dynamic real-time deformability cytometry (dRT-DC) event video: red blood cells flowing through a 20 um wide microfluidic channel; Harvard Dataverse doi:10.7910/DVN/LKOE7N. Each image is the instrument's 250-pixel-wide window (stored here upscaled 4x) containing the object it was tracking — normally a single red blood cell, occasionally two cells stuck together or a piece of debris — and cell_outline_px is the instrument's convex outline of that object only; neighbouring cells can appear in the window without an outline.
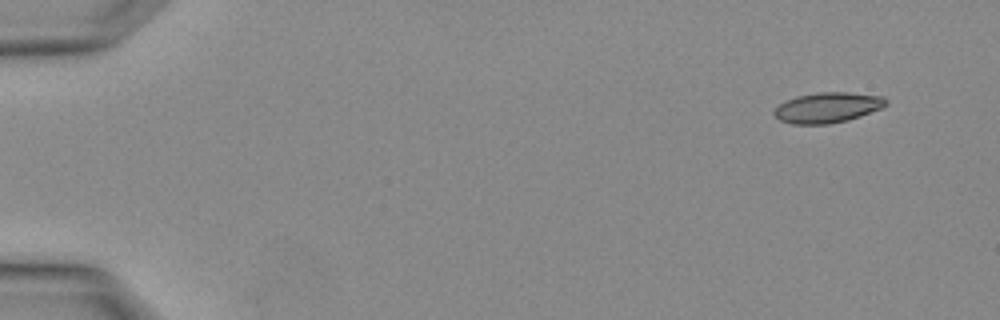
{"species": "Egyptian fruit bat (a non-hibernating species)", "species_latin": "Rousettus aegyptiacus", "temperature_condition": "warm", "stored_images_in_passage": 2, "segment_of_instrument_passage": [2, 2], "camera_frame_rate_fps": 3000, "um_per_image_px": 0.085, "animal": {"sex": "female"}, "frame": {"image": 1, "passage_image": 2, "time_ms": 0.333, "image_size_px": [1000, 320], "cell_outline_px": [[888, 104], [880, 108], [860, 116], [848, 120], [828, 124], [792, 124], [780, 120], [772, 112], [780, 104], [796, 96], [820, 92], [848, 92], [884, 96], [888, 100]], "centroid_in_image_um": [70.37, 9.14], "position_along_channel_um": 14.6, "area_um2": 19.71}}